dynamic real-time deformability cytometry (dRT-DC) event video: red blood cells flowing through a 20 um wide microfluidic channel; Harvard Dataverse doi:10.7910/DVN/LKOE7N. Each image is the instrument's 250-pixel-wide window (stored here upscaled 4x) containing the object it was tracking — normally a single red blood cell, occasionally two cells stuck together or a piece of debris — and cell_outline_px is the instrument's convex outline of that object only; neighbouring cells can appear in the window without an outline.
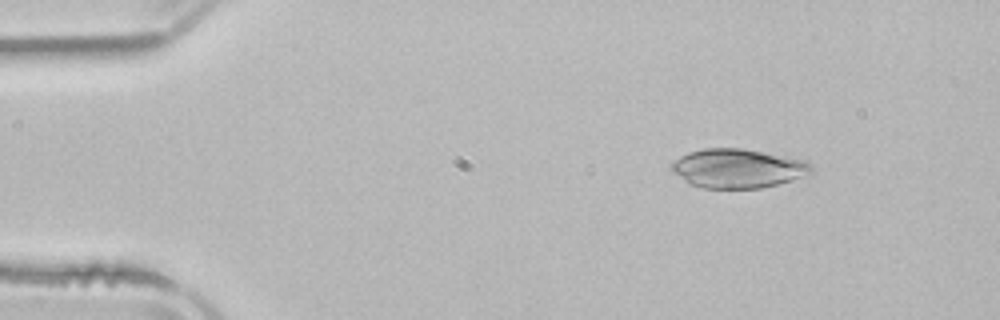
{"species": "common noctule bat (a hibernating species)", "species_latin": "Nyctalus noctula", "temperature_condition": "room temperature", "stored_images_in_passage": 3, "camera_frame_rate_fps": 3000, "um_per_image_px": 0.085, "animal": {"sex": "male", "body_mass_g": 21.5, "forearm_length_mm": 52.0}, "frame": {"image": 1, "passage_image": 1, "time_ms": 0.0, "image_size_px": [1000, 320], "cell_outline_px": [[812, 172], [804, 176], [776, 184], [760, 188], [704, 188], [688, 184], [672, 172], [668, 168], [668, 164], [680, 156], [688, 152], [704, 148], [740, 148], [804, 160], [812, 164]], "centroid_in_image_um": [62.63, 14.31], "position_along_channel_um": 22.4, "area_um2": 31.85}}
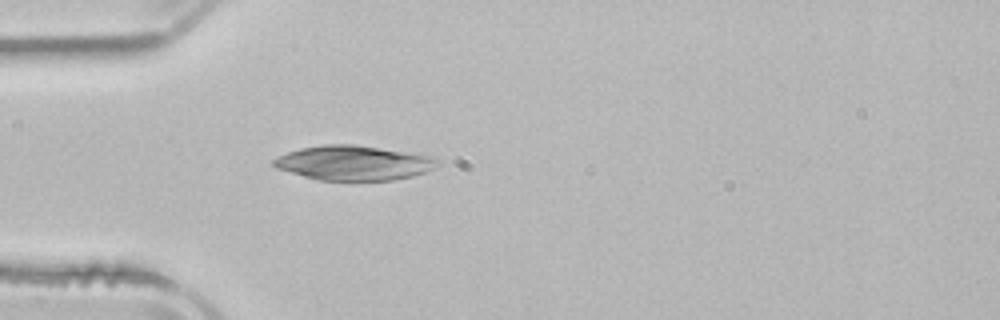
{"frame": {"image": 2, "passage_image": 3, "time_ms": 2.667, "image_size_px": [1000, 320], "cell_outline_px": [[440, 164], [424, 172], [412, 176], [392, 180], [320, 180], [304, 176], [276, 168], [272, 164], [272, 160], [288, 152], [300, 148], [324, 144], [356, 144], [436, 156], [440, 160]], "centroid_in_image_um": [30.1, 13.83], "position_along_channel_um": 54.9, "area_um2": 33.12}}